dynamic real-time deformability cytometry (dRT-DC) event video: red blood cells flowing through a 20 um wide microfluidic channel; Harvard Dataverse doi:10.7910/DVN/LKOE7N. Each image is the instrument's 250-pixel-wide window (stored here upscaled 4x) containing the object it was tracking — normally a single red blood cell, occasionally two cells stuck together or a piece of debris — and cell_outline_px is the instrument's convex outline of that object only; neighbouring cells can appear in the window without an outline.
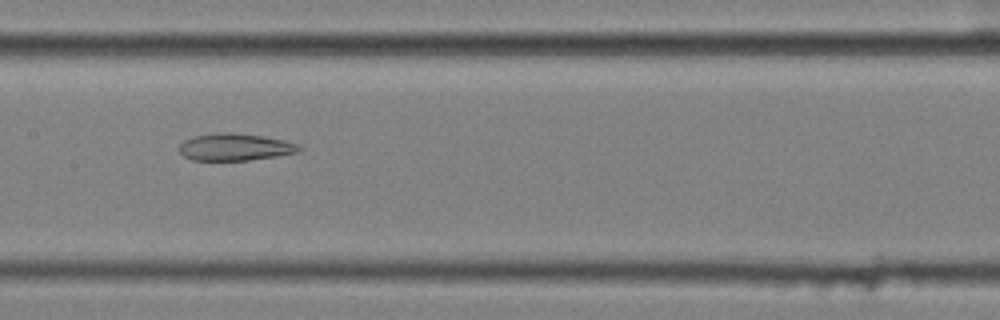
{"species": "common noctule bat (a hibernating species)", "species_latin": "Nyctalus noctula", "temperature_condition": "cold", "stored_images_in_passage": 57, "camera_frame_rate_fps": 3000, "um_per_image_px": 0.085, "animal": {"sex": "female", "body_mass_g": 25.1}, "frame": {"image": 1, "passage_image": 29, "time_ms": 9.333, "image_size_px": [1000, 320], "cell_outline_px": [[304, 148], [300, 152], [276, 156], [248, 160], [192, 160], [184, 156], [180, 152], [180, 144], [184, 140], [192, 136], [220, 132], [232, 132], [264, 136], [284, 140], [296, 144]], "centroid_in_image_um": [19.99, 12.49], "position_along_channel_um": 187.4, "area_um2": 19.02}}
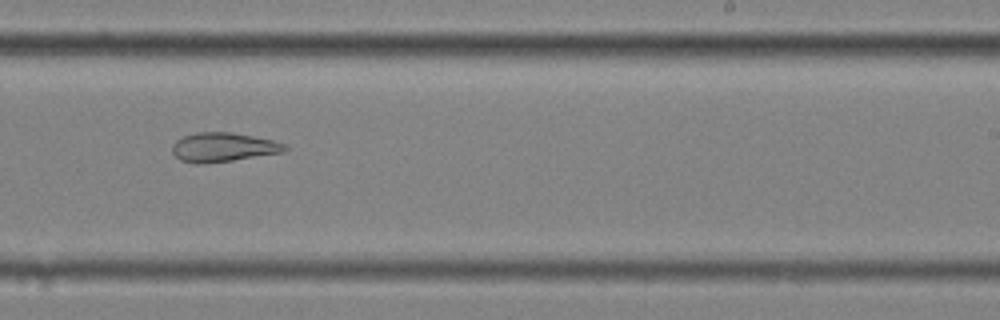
{"frame": {"image": 2, "passage_image": 36, "time_ms": 11.667, "image_size_px": [1000, 320], "cell_outline_px": [[288, 148], [284, 152], [232, 160], [200, 164], [196, 164], [180, 160], [172, 152], [172, 144], [176, 140], [184, 136], [196, 132], [232, 132], [272, 140], [288, 144]], "centroid_in_image_um": [18.97, 12.51], "position_along_channel_um": 270.0, "area_um2": 19.13}}
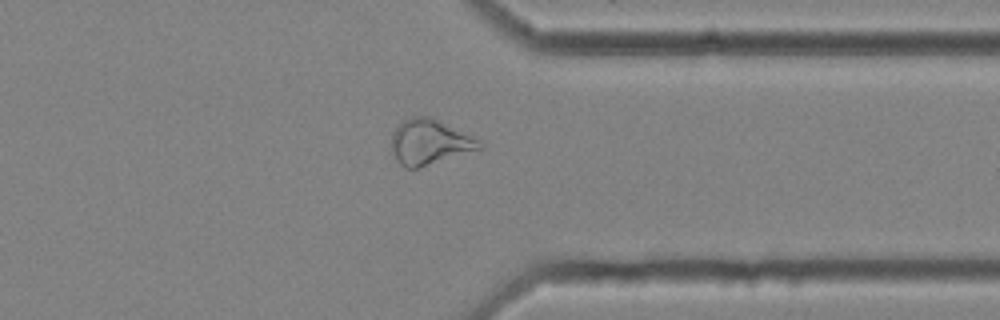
{"frame": {"image": 3, "passage_image": 45, "time_ms": 14.667, "image_size_px": [1000, 320], "cell_outline_px": [[484, 148], [416, 168], [404, 168], [396, 160], [392, 148], [392, 132], [404, 120], [412, 116], [432, 116], [440, 120], [484, 144]], "centroid_in_image_um": [36.49, 12.07], "position_along_channel_um": 374.9, "area_um2": 22.83}, "authors_computed_cell_mechanics": {"area_um2": 25.2586, "velocity_mm_per_s": 3.5458, "shape_relaxation_time_tau1_ms": null, "shape_relaxation_time_tau2_ms": 4.7641, "deformation_change_tau1": null, "deformation_change_tau2": 0.1385}}